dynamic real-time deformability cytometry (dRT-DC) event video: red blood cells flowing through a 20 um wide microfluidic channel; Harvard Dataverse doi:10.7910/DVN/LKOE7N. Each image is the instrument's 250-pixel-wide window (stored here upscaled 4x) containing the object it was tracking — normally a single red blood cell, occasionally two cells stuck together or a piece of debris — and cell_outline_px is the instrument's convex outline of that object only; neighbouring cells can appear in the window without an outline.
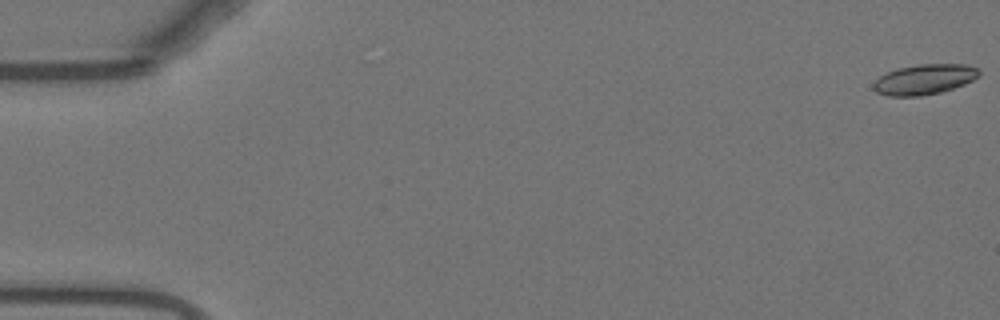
{"species": "Egyptian fruit bat (a non-hibernating species)", "species_latin": "Rousettus aegyptiacus", "temperature_condition": "warm", "stored_images_in_passage": 24, "camera_frame_rate_fps": 3000, "um_per_image_px": 0.085, "animal": {"sex": "female"}, "frame": {"image": 1, "passage_image": 1, "time_ms": 0.0, "image_size_px": [1000, 320], "cell_outline_px": [[980, 72], [972, 80], [964, 84], [940, 92], [920, 96], [888, 96], [876, 92], [872, 88], [872, 84], [880, 76], [896, 68], [916, 64], [964, 64], [980, 68]], "centroid_in_image_um": [78.54, 6.74], "position_along_channel_um": 6.5, "area_um2": 18.61}}
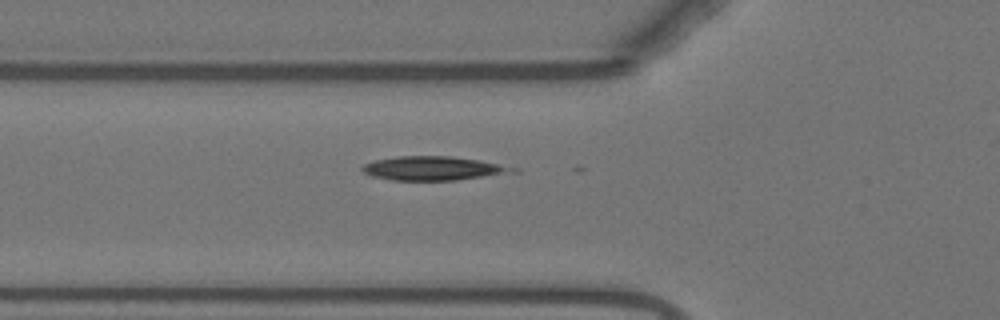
{"frame": {"image": 2, "passage_image": 20, "time_ms": 6.333, "image_size_px": [1000, 320], "cell_outline_px": [[520, 172], [456, 180], [392, 180], [372, 176], [364, 172], [360, 168], [364, 164], [376, 160], [396, 156], [452, 156], [480, 160], [520, 168]], "centroid_in_image_um": [36.89, 14.31], "position_along_channel_um": 88.9, "area_um2": 21.15}}
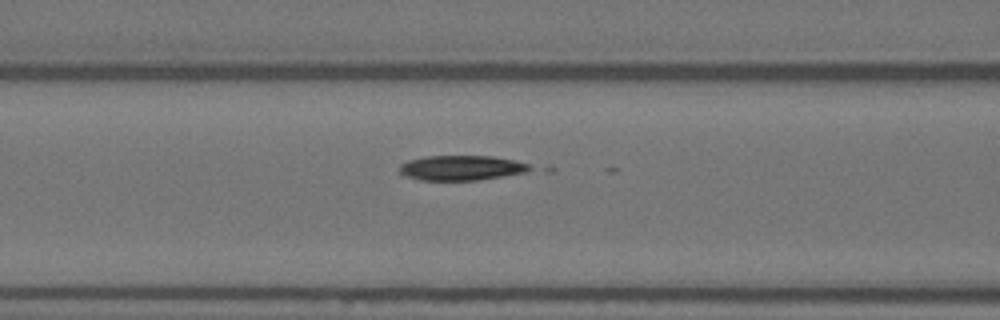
{"frame": {"image": 3, "passage_image": 23, "time_ms": 7.333, "image_size_px": [1000, 320], "cell_outline_px": [[536, 168], [528, 172], [476, 180], [416, 180], [404, 176], [400, 172], [400, 164], [408, 160], [424, 156], [492, 156], [512, 160], [528, 164]], "centroid_in_image_um": [39.2, 14.27], "position_along_channel_um": 127.4, "area_um2": 19.02}}